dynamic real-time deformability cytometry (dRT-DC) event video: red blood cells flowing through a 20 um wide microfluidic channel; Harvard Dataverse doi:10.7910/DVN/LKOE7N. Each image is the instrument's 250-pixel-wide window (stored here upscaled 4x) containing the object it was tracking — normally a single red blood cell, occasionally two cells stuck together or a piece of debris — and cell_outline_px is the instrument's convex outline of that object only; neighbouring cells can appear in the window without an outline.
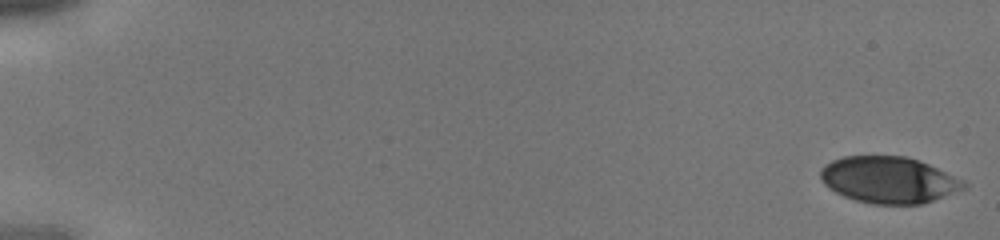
{"species": "human", "species_latin": "Homo sapiens", "temperature_condition": "cold", "stored_images_in_passage": 15, "camera_frame_rate_fps": 3000, "um_per_image_px": 0.085, "donor": {"sex": "male"}, "frame": {"image": 1, "passage_image": 1, "time_ms": 0.0, "image_size_px": [1000, 240], "cell_outline_px": [[968, 188], [924, 204], [872, 204], [856, 200], [844, 196], [828, 188], [820, 180], [820, 168], [824, 164], [832, 160], [844, 156], [908, 156], [920, 160], [964, 180], [968, 184]], "centroid_in_image_um": [75.56, 15.29], "position_along_channel_um": 9.4, "area_um2": 39.3}}
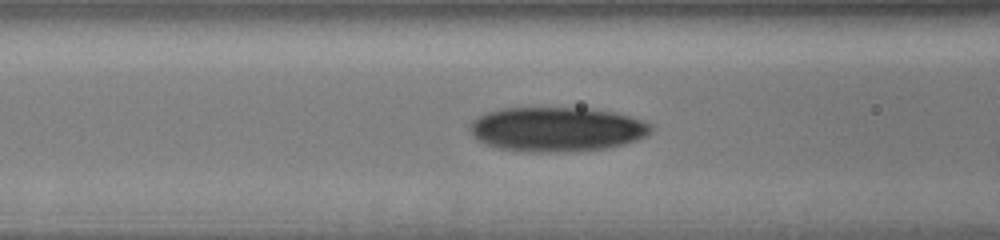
{"frame": {"image": 2, "passage_image": 13, "time_ms": 4.0, "image_size_px": [1000, 240], "cell_outline_px": [[652, 132], [648, 136], [624, 144], [608, 148], [568, 152], [528, 152], [500, 148], [484, 144], [476, 140], [472, 136], [468, 128], [468, 124], [472, 120], [484, 112], [500, 108], [592, 108], [612, 112], [628, 116], [652, 124]], "centroid_in_image_um": [47.28, 10.99], "position_along_channel_um": 119.3, "area_um2": 47.57}}
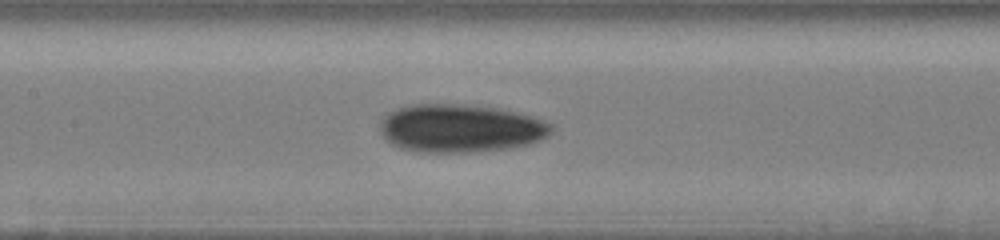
{"frame": {"image": 3, "passage_image": 15, "time_ms": 4.667, "image_size_px": [1000, 240], "cell_outline_px": [[556, 128], [548, 136], [540, 140], [528, 144], [512, 148], [476, 152], [416, 152], [400, 148], [392, 144], [380, 132], [380, 120], [388, 112], [396, 108], [412, 104], [452, 104], [492, 108], [532, 116], [552, 124]], "centroid_in_image_um": [39.12, 10.92], "position_along_channel_um": 168.3, "area_um2": 48.09}}